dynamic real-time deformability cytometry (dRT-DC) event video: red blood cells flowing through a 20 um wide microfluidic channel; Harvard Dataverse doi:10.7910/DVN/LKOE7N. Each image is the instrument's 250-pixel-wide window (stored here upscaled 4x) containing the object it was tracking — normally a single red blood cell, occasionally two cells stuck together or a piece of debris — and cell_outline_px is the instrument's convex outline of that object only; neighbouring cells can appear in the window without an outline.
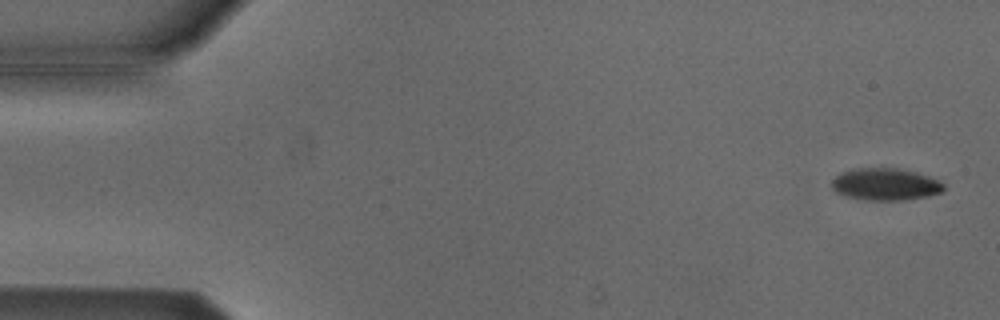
{"species": "Egyptian fruit bat (a non-hibernating species)", "species_latin": "Rousettus aegyptiacus", "temperature_condition": "cold", "stored_images_in_passage": 7, "camera_frame_rate_fps": 3000, "um_per_image_px": 0.085, "animal": {"sex": "male"}, "frame": {"image": 1, "passage_image": 1, "time_ms": 0.0, "image_size_px": [1000, 320], "cell_outline_px": [[944, 192], [928, 196], [904, 200], [868, 200], [844, 196], [836, 192], [832, 188], [832, 180], [836, 176], [844, 172], [860, 168], [896, 168], [916, 172], [928, 176], [944, 184]], "centroid_in_image_um": [75.27, 15.68], "position_along_channel_um": 9.7, "area_um2": 20.81}}
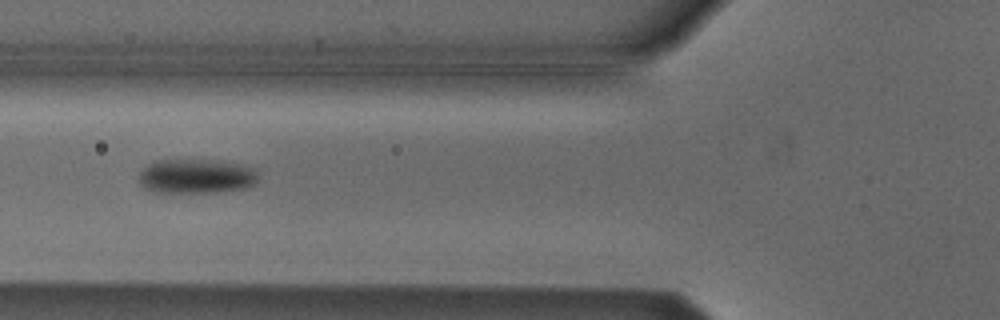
{"frame": {"image": 2, "passage_image": 6, "time_ms": 1.667, "image_size_px": [1000, 320], "cell_outline_px": [[256, 184], [244, 188], [216, 192], [156, 192], [144, 188], [140, 184], [140, 172], [148, 164], [156, 160], [216, 160], [240, 164], [256, 168]], "centroid_in_image_um": [16.69, 14.97], "position_along_channel_um": 109.1, "area_um2": 23.93}}
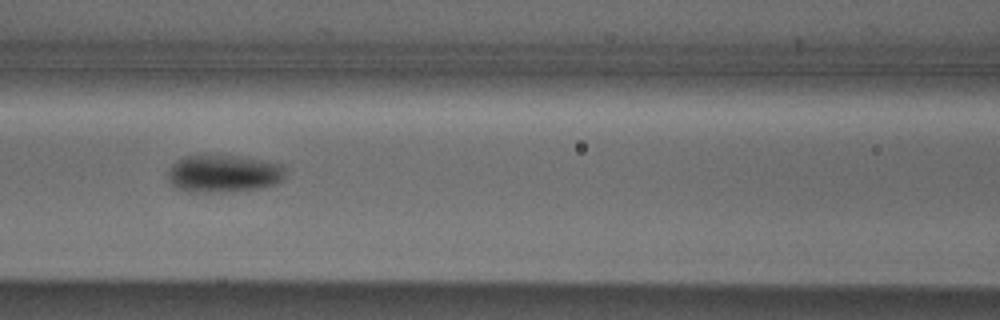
{"frame": {"image": 3, "passage_image": 7, "time_ms": 2.0, "image_size_px": [1000, 320], "cell_outline_px": [[284, 176], [276, 184], [260, 188], [228, 192], [188, 192], [176, 188], [168, 180], [168, 168], [176, 160], [184, 156], [232, 156], [284, 164]], "centroid_in_image_um": [18.96, 14.78], "position_along_channel_um": 147.6, "area_um2": 25.61}}